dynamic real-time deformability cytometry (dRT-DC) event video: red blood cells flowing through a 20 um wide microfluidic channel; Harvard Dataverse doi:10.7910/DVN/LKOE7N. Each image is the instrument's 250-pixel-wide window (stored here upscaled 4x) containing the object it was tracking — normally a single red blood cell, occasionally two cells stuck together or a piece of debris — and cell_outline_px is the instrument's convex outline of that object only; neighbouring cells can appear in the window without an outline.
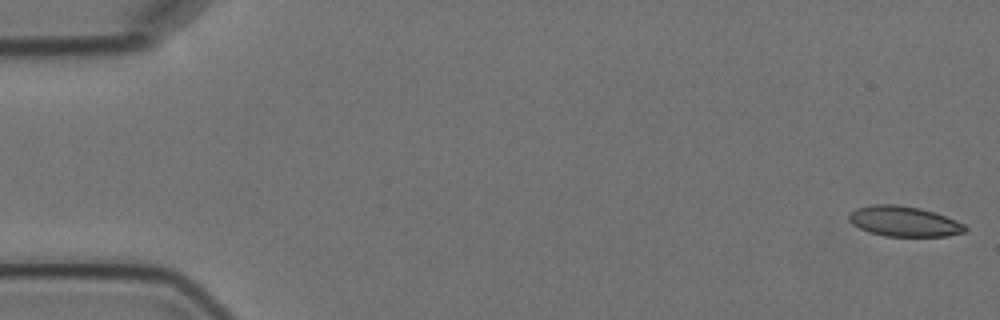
{"species": "Egyptian fruit bat (a non-hibernating species)", "species_latin": "Rousettus aegyptiacus", "temperature_condition": "cold", "stored_images_in_passage": 5, "camera_frame_rate_fps": 3000, "um_per_image_px": 0.085, "animal": {"sex": "female"}, "frame": {"image": 1, "passage_image": 1, "time_ms": 0.0, "image_size_px": [1000, 320], "cell_outline_px": [[968, 228], [964, 232], [948, 236], [884, 236], [868, 232], [852, 224], [848, 220], [848, 212], [856, 208], [872, 204], [896, 204], [920, 208], [956, 220], [964, 224]], "centroid_in_image_um": [76.79, 18.81], "position_along_channel_um": 8.2, "area_um2": 20.58}}
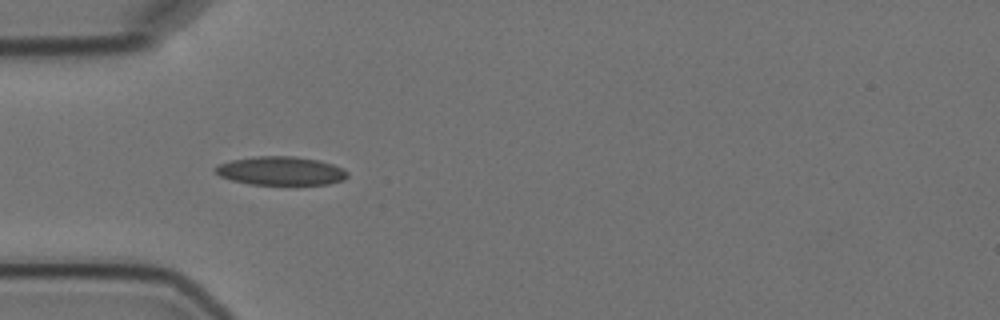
{"frame": {"image": 2, "passage_image": 4, "time_ms": 5.333, "image_size_px": [1000, 320], "cell_outline_px": [[348, 176], [344, 180], [328, 184], [252, 184], [232, 180], [220, 176], [212, 168], [216, 164], [232, 160], [256, 156], [292, 156], [316, 160], [332, 164], [344, 168], [348, 172]], "centroid_in_image_um": [23.86, 14.52], "position_along_channel_um": 61.1, "area_um2": 21.96}}
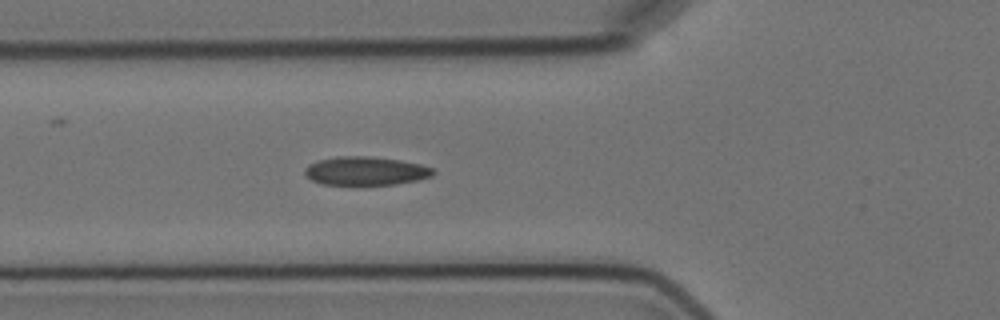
{"frame": {"image": 3, "passage_image": 5, "time_ms": 6.333, "image_size_px": [1000, 320], "cell_outline_px": [[436, 172], [432, 176], [416, 180], [396, 184], [320, 184], [312, 180], [304, 172], [304, 168], [308, 164], [320, 160], [336, 156], [368, 156], [400, 160], [420, 164], [432, 168]], "centroid_in_image_um": [31.07, 14.52], "position_along_channel_um": 94.7, "area_um2": 21.21}}